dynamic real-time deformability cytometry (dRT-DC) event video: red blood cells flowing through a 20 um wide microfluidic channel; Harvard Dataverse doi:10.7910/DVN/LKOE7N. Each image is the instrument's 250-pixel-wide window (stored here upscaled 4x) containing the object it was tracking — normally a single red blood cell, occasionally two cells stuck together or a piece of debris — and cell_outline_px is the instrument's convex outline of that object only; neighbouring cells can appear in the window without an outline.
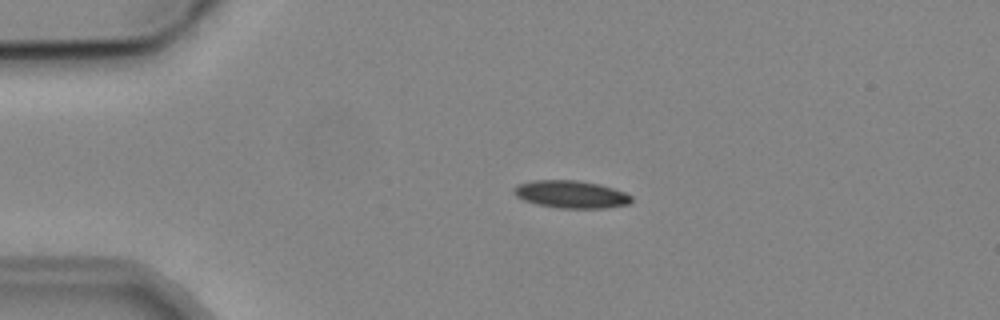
{"species": "common noctule bat (a hibernating species)", "species_latin": "Nyctalus noctula", "temperature_condition": "cold", "stored_images_in_passage": 2, "camera_frame_rate_fps": 3000, "um_per_image_px": 0.085, "animal": {"sex": "male", "body_mass_g": 19.2, "forearm_length_mm": 51.8}, "frame": {"image": 1, "passage_image": 1, "time_ms": 0.0, "image_size_px": [1000, 320], "cell_outline_px": [[632, 200], [628, 204], [604, 208], [560, 208], [540, 204], [524, 200], [516, 196], [512, 192], [512, 188], [516, 184], [532, 180], [576, 180], [600, 184], [624, 192], [632, 196]], "centroid_in_image_um": [48.5, 16.5], "position_along_channel_um": 36.5, "area_um2": 18.84}}